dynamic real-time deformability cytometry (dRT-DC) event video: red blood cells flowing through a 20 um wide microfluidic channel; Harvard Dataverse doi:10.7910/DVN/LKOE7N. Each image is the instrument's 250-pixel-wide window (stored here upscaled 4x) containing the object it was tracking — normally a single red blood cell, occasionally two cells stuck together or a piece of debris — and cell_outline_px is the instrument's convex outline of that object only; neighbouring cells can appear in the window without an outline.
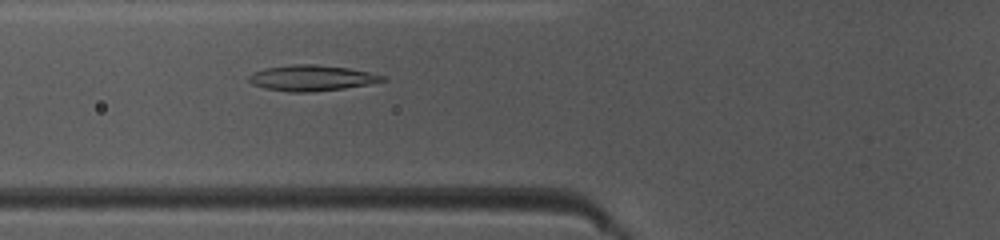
{"species": "common noctule bat (a hibernating species)", "species_latin": "Nyctalus noctula", "temperature_condition": "warm", "stored_images_in_passage": 33, "camera_frame_rate_fps": 3000, "um_per_image_px": 0.085, "animal": {"sex": "female", "body_mass_g": 10.0, "forearm_length_mm": 53.1}, "frame": {"image": 1, "passage_image": 6, "time_ms": 1.667, "image_size_px": [1000, 240], "cell_outline_px": [[388, 80], [368, 84], [344, 88], [312, 92], [288, 92], [264, 88], [252, 84], [248, 80], [248, 76], [252, 72], [264, 68], [292, 64], [312, 64], [348, 68], [368, 72], [384, 76]], "centroid_in_image_um": [26.44, 6.63], "position_along_channel_um": 99.4, "area_um2": 20.06}}
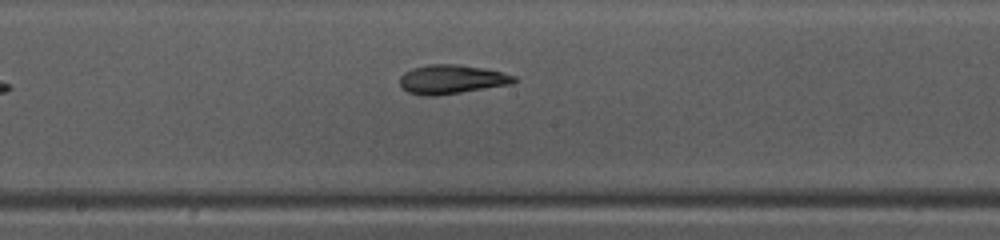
{"frame": {"image": 2, "passage_image": 14, "time_ms": 4.333, "image_size_px": [1000, 240], "cell_outline_px": [[516, 80], [512, 84], [436, 96], [420, 96], [408, 92], [400, 88], [400, 76], [404, 72], [412, 68], [428, 64], [460, 64], [500, 72], [516, 76]], "centroid_in_image_um": [38.32, 6.75], "position_along_channel_um": 209.9, "area_um2": 19.42}}
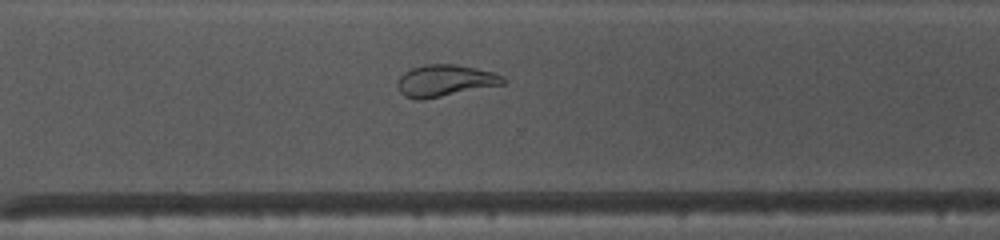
{"frame": {"image": 3, "passage_image": 23, "time_ms": 7.333, "image_size_px": [1000, 240], "cell_outline_px": [[504, 84], [424, 100], [416, 100], [404, 96], [400, 92], [396, 84], [400, 76], [404, 72], [412, 68], [424, 64], [456, 64], [492, 72], [504, 76]], "centroid_in_image_um": [37.79, 6.86], "position_along_channel_um": 332.8, "area_um2": 19.59}, "authors_computed_cell_mechanics": {"area_um2": 19.5942, "velocity_mm_per_s": 4.1197, "shape_relaxation_time_tau1_ms": 5.7435, "shape_relaxation_time_tau2_ms": 2.0663, "deformation_change_tau1": 0.2089, "deformation_change_tau2": 0.0838}}